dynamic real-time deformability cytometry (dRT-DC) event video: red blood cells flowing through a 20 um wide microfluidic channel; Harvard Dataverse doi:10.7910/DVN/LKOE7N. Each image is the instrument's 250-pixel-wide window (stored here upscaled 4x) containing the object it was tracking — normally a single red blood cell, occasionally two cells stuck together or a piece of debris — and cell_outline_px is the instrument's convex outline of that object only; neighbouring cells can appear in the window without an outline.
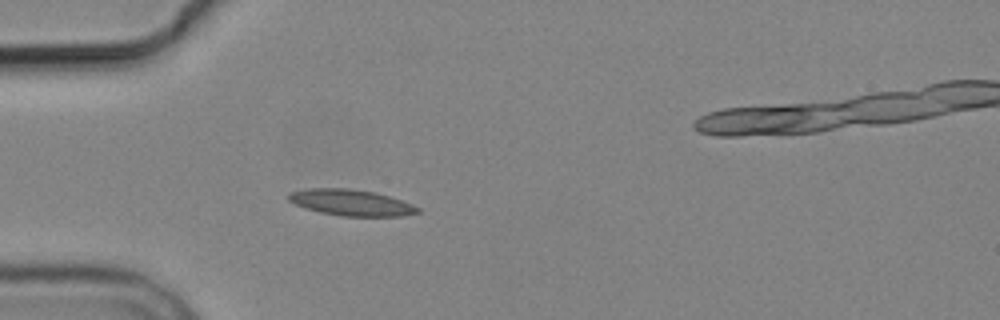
{"species": "common noctule bat (a hibernating species)", "species_latin": "Nyctalus noctula", "temperature_condition": "cold", "stored_images_in_passage": 4, "camera_frame_rate_fps": 3000, "um_per_image_px": 0.085, "animal": {"sex": "male", "body_mass_g": 19.2, "forearm_length_mm": 51.8}, "frame": {"image": 1, "passage_image": 4, "time_ms": 3.333, "image_size_px": [1000, 320], "cell_outline_px": [[420, 212], [400, 216], [340, 216], [320, 212], [304, 208], [288, 200], [288, 192], [308, 188], [348, 188], [376, 192], [412, 204], [420, 208]], "centroid_in_image_um": [29.81, 17.21], "position_along_channel_um": 55.2, "area_um2": 19.71}}